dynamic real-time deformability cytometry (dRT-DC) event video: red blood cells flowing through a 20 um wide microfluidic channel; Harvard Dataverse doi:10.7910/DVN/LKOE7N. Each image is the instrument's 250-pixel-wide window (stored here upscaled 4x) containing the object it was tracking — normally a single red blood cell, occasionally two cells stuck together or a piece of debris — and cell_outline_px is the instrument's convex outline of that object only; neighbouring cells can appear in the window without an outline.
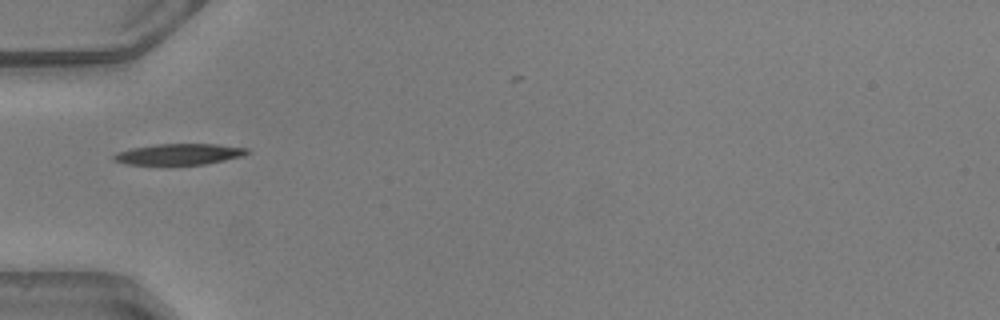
{"species": "common noctule bat (a hibernating species)", "species_latin": "Nyctalus noctula", "temperature_condition": "warm", "stored_images_in_passage": 30, "camera_frame_rate_fps": 3000, "um_per_image_px": 0.085, "animal": {"sex": "male", "body_mass_g": 20.5, "forearm_length_mm": 52.5}, "frame": {"image": 1, "passage_image": 1, "time_ms": 0.0, "image_size_px": [1000, 320], "cell_outline_px": [[252, 152], [244, 156], [204, 164], [124, 164], [112, 160], [112, 156], [116, 152], [132, 148], [156, 144], [216, 144], [248, 148]], "centroid_in_image_um": [15.23, 13.1], "position_along_channel_um": 69.8, "area_um2": 16.36}, "authors_computed_cell_mechanics": {"area_um2": 16.0684, "velocity_mm_per_s": 4.1275, "shape_relaxation_time_tau1_ms": 2.1848, "shape_relaxation_time_tau2_ms": 5.6422, "deformation_change_tau1": 0.1453, "deformation_change_tau2": 0.1448}}